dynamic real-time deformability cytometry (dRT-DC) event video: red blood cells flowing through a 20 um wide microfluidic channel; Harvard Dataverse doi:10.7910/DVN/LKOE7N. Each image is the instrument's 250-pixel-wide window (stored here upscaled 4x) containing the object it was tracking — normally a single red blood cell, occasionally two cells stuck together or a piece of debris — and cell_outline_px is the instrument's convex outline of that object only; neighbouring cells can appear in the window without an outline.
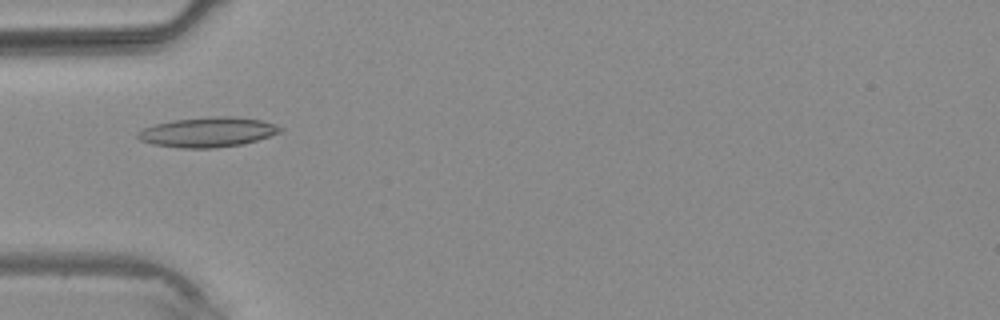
{"species": "common noctule bat (a hibernating species)", "species_latin": "Nyctalus noctula", "temperature_condition": "warm", "stored_images_in_passage": 4, "camera_frame_rate_fps": 3000, "um_per_image_px": 0.085, "animal": {"sex": "male", "body_mass_g": 20.4}, "frame": {"image": 1, "passage_image": 3, "time_ms": 2.667, "image_size_px": [1000, 320], "cell_outline_px": [[284, 128], [280, 132], [244, 144], [216, 148], [180, 148], [152, 144], [140, 140], [136, 136], [136, 132], [144, 128], [156, 124], [172, 120], [212, 116], [232, 116], [260, 120], [276, 124]], "centroid_in_image_um": [17.65, 11.23], "position_along_channel_um": 67.4, "area_um2": 24.85}}
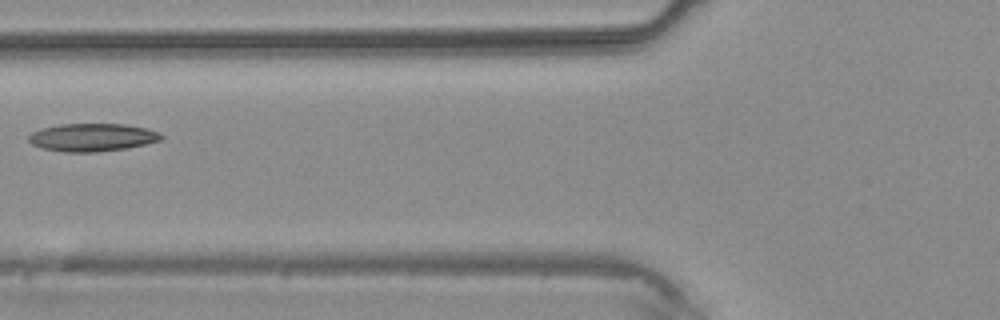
{"frame": {"image": 2, "passage_image": 4, "time_ms": 3.667, "image_size_px": [1000, 320], "cell_outline_px": [[164, 136], [160, 140], [144, 144], [124, 148], [96, 152], [64, 152], [40, 148], [32, 144], [28, 140], [28, 136], [32, 132], [40, 128], [60, 124], [124, 124], [148, 128], [160, 132]], "centroid_in_image_um": [7.82, 11.67], "position_along_channel_um": 118.0, "area_um2": 21.62}}